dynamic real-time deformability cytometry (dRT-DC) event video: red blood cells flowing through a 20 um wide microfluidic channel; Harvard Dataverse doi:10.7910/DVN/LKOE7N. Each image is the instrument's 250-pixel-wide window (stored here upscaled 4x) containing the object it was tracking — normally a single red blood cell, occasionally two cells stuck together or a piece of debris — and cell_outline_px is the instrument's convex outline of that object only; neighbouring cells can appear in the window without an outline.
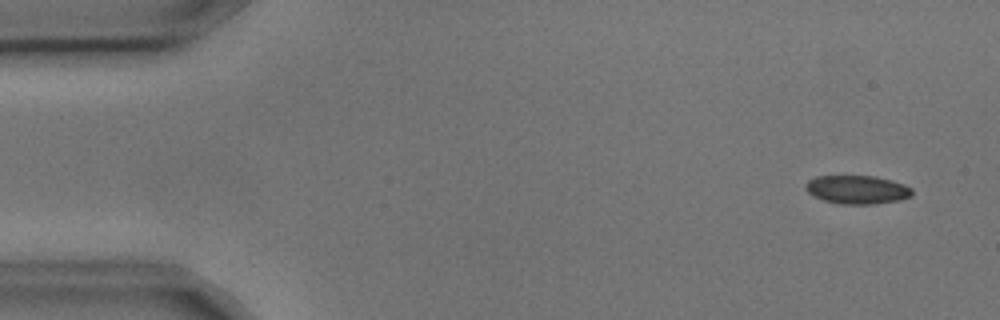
{"species": "common noctule bat (a hibernating species)", "species_latin": "Nyctalus noctula", "temperature_condition": "cold", "stored_images_in_passage": 3, "camera_frame_rate_fps": 3000, "um_per_image_px": 0.085, "animal": {"sex": "male", "body_mass_g": 17.9, "forearm_length_mm": 54.2}, "frame": {"image": 1, "passage_image": 1, "time_ms": 0.0, "image_size_px": [1000, 320], "cell_outline_px": [[912, 196], [900, 200], [876, 204], [840, 204], [824, 200], [812, 196], [804, 188], [804, 184], [808, 180], [816, 176], [876, 176], [892, 180], [904, 184], [912, 188]], "centroid_in_image_um": [72.85, 16.12], "position_along_channel_um": 12.1, "area_um2": 17.92}}
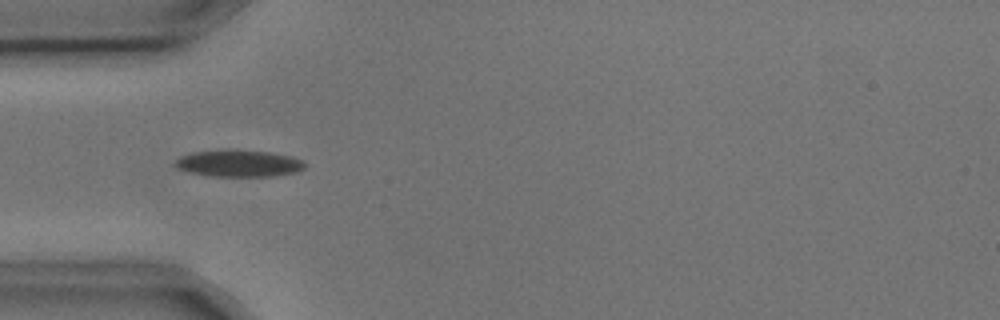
{"frame": {"image": 2, "passage_image": 3, "time_ms": 0.667, "image_size_px": [1000, 320], "cell_outline_px": [[304, 168], [296, 172], [276, 176], [212, 176], [192, 172], [176, 168], [172, 164], [180, 156], [192, 152], [228, 148], [236, 148], [272, 152], [292, 156], [304, 160]], "centroid_in_image_um": [20.3, 13.85], "position_along_channel_um": 64.7, "area_um2": 20.81}}